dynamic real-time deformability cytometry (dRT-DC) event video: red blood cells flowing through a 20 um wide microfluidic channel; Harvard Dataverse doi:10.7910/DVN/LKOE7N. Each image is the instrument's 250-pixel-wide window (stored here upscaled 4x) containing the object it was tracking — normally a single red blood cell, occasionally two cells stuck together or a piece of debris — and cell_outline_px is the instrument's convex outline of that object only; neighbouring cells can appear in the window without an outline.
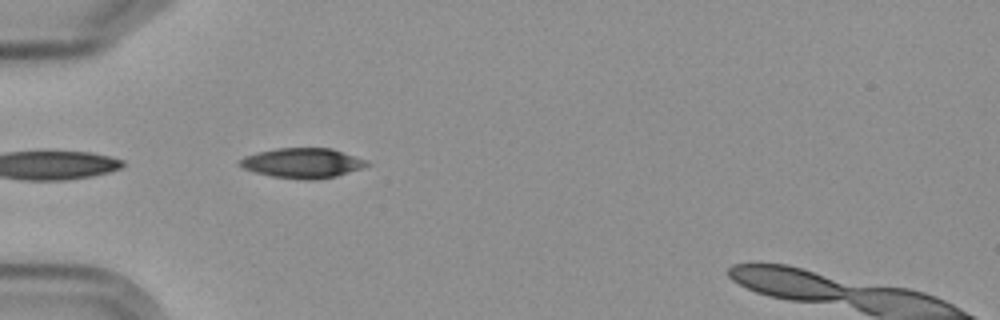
{"species": "Egyptian fruit bat (a non-hibernating species)", "species_latin": "Rousettus aegyptiacus", "temperature_condition": "cold", "stored_images_in_passage": 2, "camera_frame_rate_fps": 3000, "um_per_image_px": 0.085, "frame": {"image": 1, "passage_image": 2, "time_ms": 2.0, "image_size_px": [1000, 320], "cell_outline_px": [[372, 164], [336, 176], [316, 180], [304, 180], [272, 176], [256, 172], [244, 168], [236, 164], [244, 156], [276, 148], [332, 148], [364, 160]], "centroid_in_image_um": [25.69, 13.86], "position_along_channel_um": 59.3, "area_um2": 21.91}}